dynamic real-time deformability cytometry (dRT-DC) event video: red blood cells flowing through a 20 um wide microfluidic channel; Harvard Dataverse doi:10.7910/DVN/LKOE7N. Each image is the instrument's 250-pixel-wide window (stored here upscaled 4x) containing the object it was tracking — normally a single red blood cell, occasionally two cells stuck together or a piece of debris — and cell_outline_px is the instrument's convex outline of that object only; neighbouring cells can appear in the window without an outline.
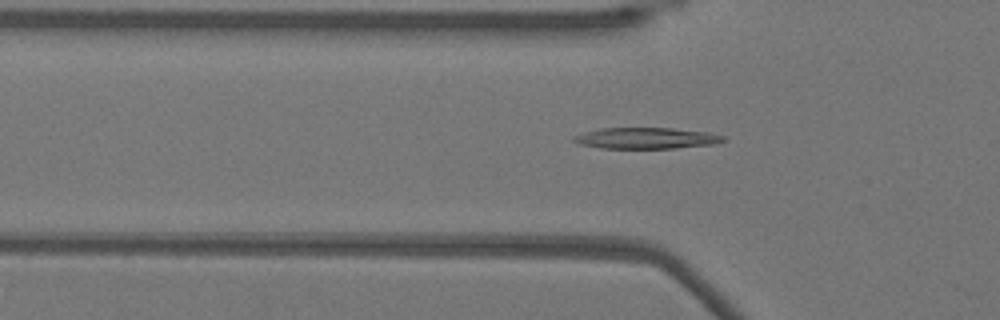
{"species": "Egyptian fruit bat (a non-hibernating species)", "species_latin": "Rousettus aegyptiacus", "temperature_condition": "warm", "stored_images_in_passage": 47, "camera_frame_rate_fps": 3000, "um_per_image_px": 0.085, "animal": {"sex": "female"}, "frame": {"image": 1, "passage_image": 17, "time_ms": 5.333, "image_size_px": [1000, 320], "cell_outline_px": [[728, 140], [716, 144], [676, 148], [600, 148], [580, 144], [572, 140], [572, 136], [584, 132], [600, 128], [672, 128], [708, 132], [724, 136]], "centroid_in_image_um": [54.95, 11.74], "position_along_channel_um": 70.8, "area_um2": 18.55}}
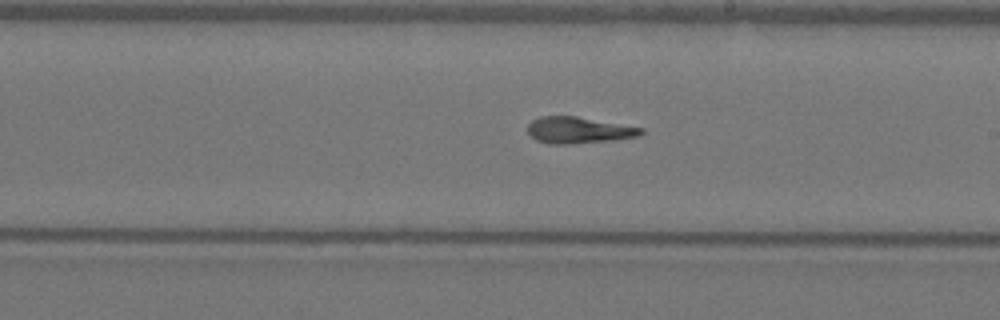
{"frame": {"image": 2, "passage_image": 30, "time_ms": 9.667, "image_size_px": [1000, 320], "cell_outline_px": [[644, 132], [640, 136], [612, 140], [568, 144], [548, 144], [536, 140], [528, 132], [528, 124], [532, 120], [540, 116], [576, 116], [644, 128]], "centroid_in_image_um": [49.18, 11.06], "position_along_channel_um": 239.8, "area_um2": 17.46}}
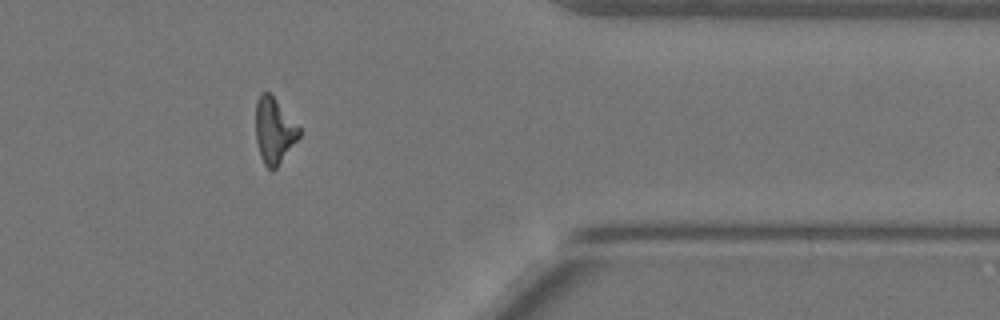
{"frame": {"image": 3, "passage_image": 43, "time_ms": 14.0, "image_size_px": [1000, 320], "cell_outline_px": [[300, 136], [276, 168], [272, 172], [264, 164], [260, 156], [256, 140], [256, 100], [260, 92], [268, 92], [272, 96], [300, 128]], "centroid_in_image_um": [23.28, 11.12], "position_along_channel_um": 388.1, "area_um2": 16.42}}